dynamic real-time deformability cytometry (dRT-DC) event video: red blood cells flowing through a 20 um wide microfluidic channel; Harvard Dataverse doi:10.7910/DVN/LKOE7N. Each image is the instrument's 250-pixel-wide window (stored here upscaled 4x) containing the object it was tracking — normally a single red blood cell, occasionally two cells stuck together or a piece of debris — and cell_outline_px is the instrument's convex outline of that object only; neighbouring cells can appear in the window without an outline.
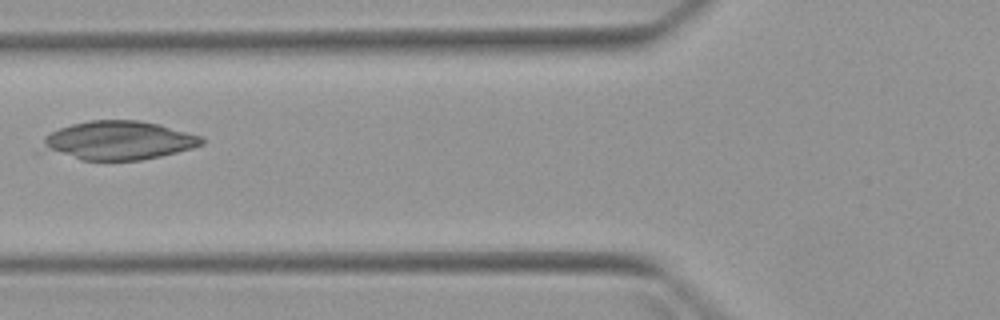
{"species": "Egyptian fruit bat (a non-hibernating species)", "species_latin": "Rousettus aegyptiacus", "temperature_condition": "warm", "stored_images_in_passage": 5, "camera_frame_rate_fps": 3000, "um_per_image_px": 0.085, "animal": {"sex": "female"}, "frame": {"image": 1, "passage_image": 5, "time_ms": 5.333, "image_size_px": [1000, 320], "cell_outline_px": [[204, 144], [192, 148], [160, 156], [140, 160], [80, 160], [32, 152], [44, 136], [60, 128], [72, 124], [88, 120], [140, 120], [160, 124], [200, 136], [204, 140]], "centroid_in_image_um": [9.87, 11.96], "position_along_channel_um": 115.9, "area_um2": 37.05}}